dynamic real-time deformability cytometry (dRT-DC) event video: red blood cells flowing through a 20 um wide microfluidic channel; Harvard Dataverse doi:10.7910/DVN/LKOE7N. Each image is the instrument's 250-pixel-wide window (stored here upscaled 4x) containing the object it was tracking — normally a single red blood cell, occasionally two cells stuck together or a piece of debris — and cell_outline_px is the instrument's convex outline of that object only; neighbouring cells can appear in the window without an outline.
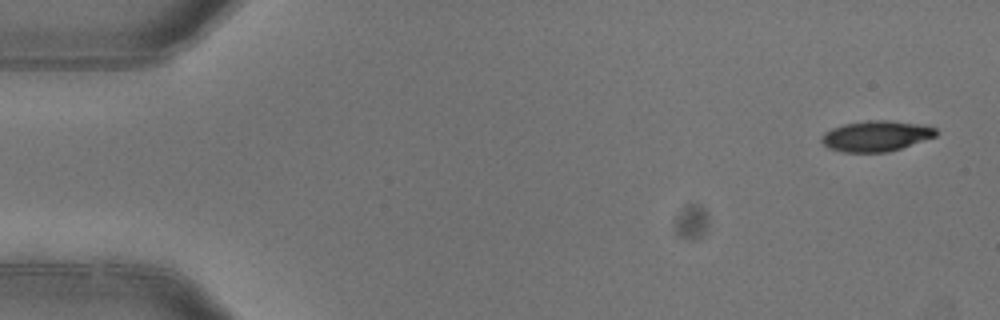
{"species": "common noctule bat (a hibernating species)", "species_latin": "Nyctalus noctula", "temperature_condition": "warm", "stored_images_in_passage": 5, "camera_frame_rate_fps": 3000, "um_per_image_px": 0.085, "animal": {"sex": "female"}, "frame": {"image": 1, "passage_image": 1, "time_ms": 0.0, "image_size_px": [1000, 320], "cell_outline_px": [[936, 136], [888, 152], [844, 152], [828, 148], [820, 140], [824, 132], [832, 128], [844, 124], [868, 120], [888, 120], [924, 124], [936, 128]], "centroid_in_image_um": [74.46, 11.55], "position_along_channel_um": 10.5, "area_um2": 20.4}}
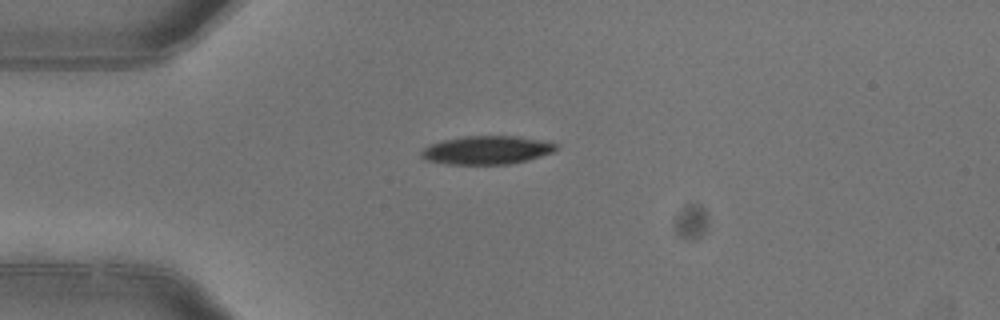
{"frame": {"image": 2, "passage_image": 4, "time_ms": 1.0, "image_size_px": [1000, 320], "cell_outline_px": [[556, 148], [552, 152], [528, 160], [512, 164], [448, 164], [424, 160], [420, 156], [420, 152], [424, 148], [432, 144], [444, 140], [464, 136], [516, 136], [544, 140], [556, 144]], "centroid_in_image_um": [41.36, 12.76], "position_along_channel_um": 43.6, "area_um2": 22.25}}
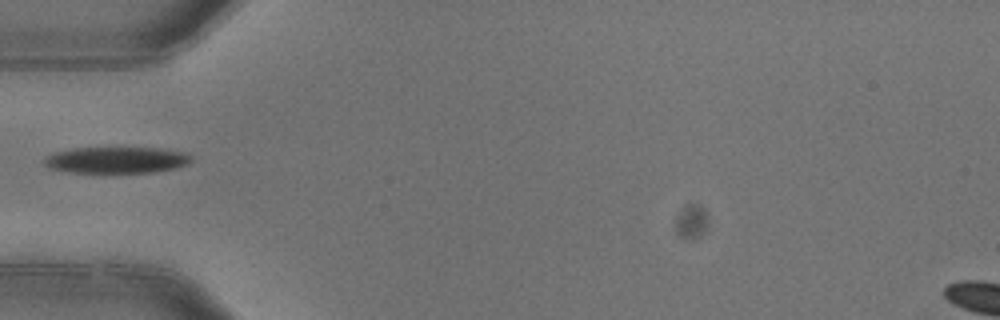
{"frame": {"image": 3, "passage_image": 5, "time_ms": 1.333, "image_size_px": [1000, 320], "cell_outline_px": [[192, 160], [188, 164], [176, 168], [152, 172], [72, 172], [52, 168], [44, 164], [44, 160], [48, 156], [56, 152], [72, 148], [164, 148], [184, 152], [192, 156]], "centroid_in_image_um": [9.97, 13.59], "position_along_channel_um": 75.0, "area_um2": 22.37}}